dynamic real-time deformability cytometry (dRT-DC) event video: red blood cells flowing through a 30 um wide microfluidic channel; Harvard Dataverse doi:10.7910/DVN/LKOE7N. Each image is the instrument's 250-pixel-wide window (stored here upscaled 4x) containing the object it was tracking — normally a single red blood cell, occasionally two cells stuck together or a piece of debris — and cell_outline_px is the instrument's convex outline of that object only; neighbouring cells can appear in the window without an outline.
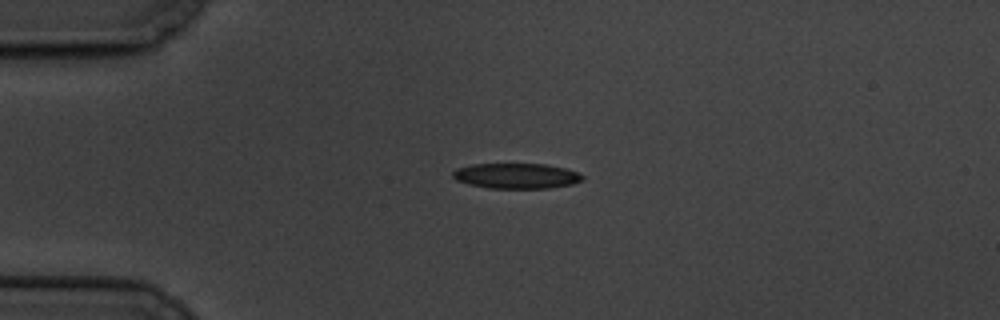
{"species": "common noctule bat (a hibernating species)", "species_latin": "Nyctalus noctula", "temperature_condition": "cold", "stored_images_in_passage": 2, "camera_frame_rate_fps": 3000, "um_per_image_px": 0.085, "animal": {"sex": "male", "body_mass_g": 19.5, "forearm_length_mm": 54.6}, "frame": {"image": 1, "passage_image": 1, "time_ms": 0.0, "image_size_px": [1000, 320], "cell_outline_px": [[584, 180], [572, 184], [548, 188], [488, 188], [468, 184], [456, 180], [452, 176], [452, 172], [456, 168], [472, 164], [544, 164], [564, 168], [576, 172], [584, 176]], "centroid_in_image_um": [43.86, 14.95], "position_along_channel_um": 41.1, "area_um2": 19.13}}